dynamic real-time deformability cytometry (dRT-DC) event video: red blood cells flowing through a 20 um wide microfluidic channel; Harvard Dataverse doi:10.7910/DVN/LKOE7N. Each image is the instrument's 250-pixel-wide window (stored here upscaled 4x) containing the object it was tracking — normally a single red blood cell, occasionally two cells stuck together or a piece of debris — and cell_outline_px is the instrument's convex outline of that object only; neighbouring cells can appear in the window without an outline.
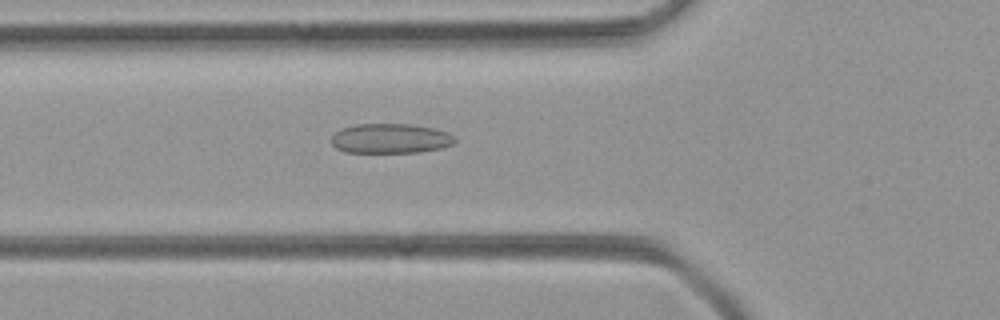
{"species": "common noctule bat (a hibernating species)", "species_latin": "Nyctalus noctula", "temperature_condition": "room temperature", "stored_images_in_passage": 46, "camera_frame_rate_fps": 3000, "um_per_image_px": 0.085, "animal": {"sex": "female", "body_mass_g": 21.9}, "frame": {"image": 1, "passage_image": 17, "time_ms": 5.333, "image_size_px": [1000, 320], "cell_outline_px": [[456, 140], [452, 144], [440, 148], [420, 152], [344, 152], [336, 148], [332, 144], [332, 136], [340, 128], [356, 124], [412, 124], [432, 128], [448, 132]], "centroid_in_image_um": [33.16, 11.76], "position_along_channel_um": 92.6, "area_um2": 21.33}}
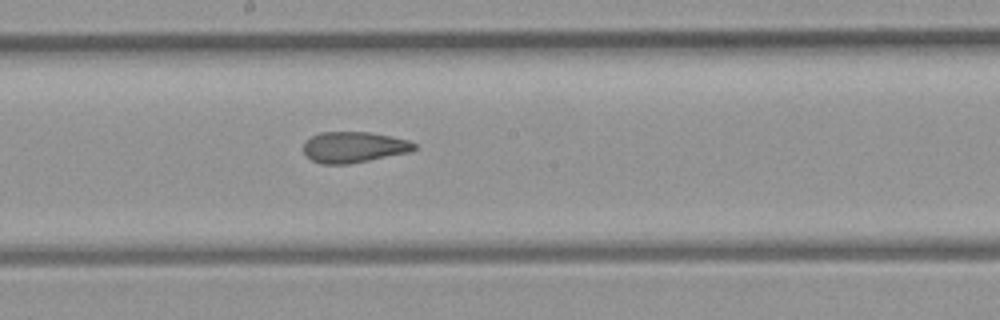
{"frame": {"image": 2, "passage_image": 26, "time_ms": 8.333, "image_size_px": [1000, 320], "cell_outline_px": [[416, 148], [412, 152], [348, 164], [320, 164], [312, 160], [304, 152], [304, 144], [312, 136], [320, 132], [372, 132], [392, 136], [408, 140], [416, 144]], "centroid_in_image_um": [30.12, 12.51], "position_along_channel_um": 218.1, "area_um2": 20.0}}
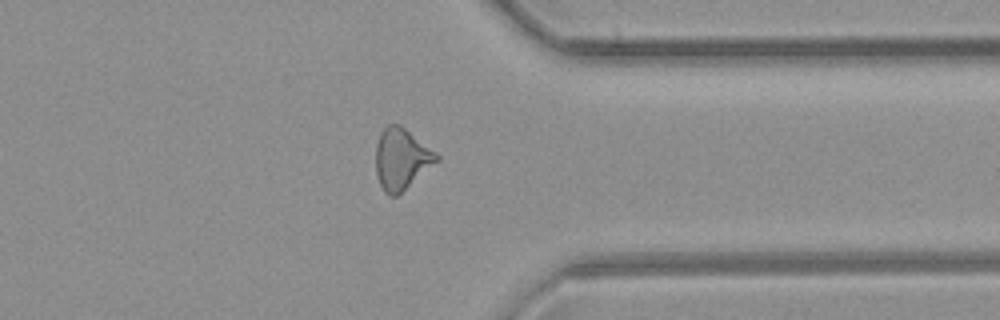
{"frame": {"image": 3, "passage_image": 38, "time_ms": 12.333, "image_size_px": [1000, 320], "cell_outline_px": [[440, 160], [396, 196], [388, 196], [384, 192], [376, 176], [376, 144], [384, 128], [388, 124], [400, 124], [436, 152], [440, 156]], "centroid_in_image_um": [34.12, 13.51], "position_along_channel_um": 377.3, "area_um2": 21.56}}